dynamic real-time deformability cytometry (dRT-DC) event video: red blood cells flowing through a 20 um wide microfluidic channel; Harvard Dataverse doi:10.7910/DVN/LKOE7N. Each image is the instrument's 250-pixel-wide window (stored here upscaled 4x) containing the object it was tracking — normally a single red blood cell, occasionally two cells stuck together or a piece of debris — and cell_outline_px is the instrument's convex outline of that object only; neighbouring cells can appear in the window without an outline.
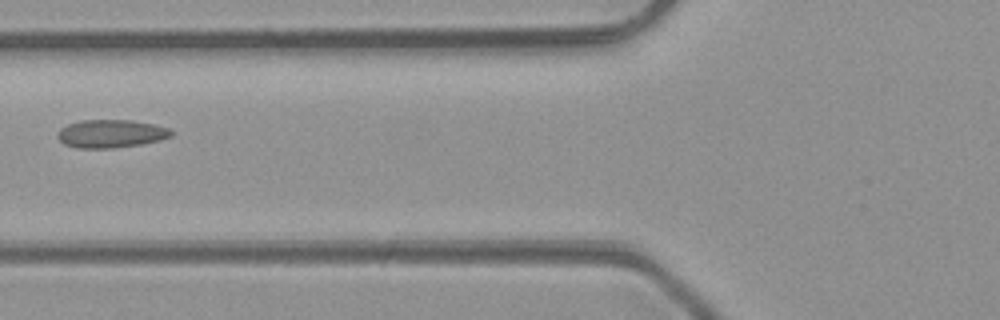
{"species": "common noctule bat (a hibernating species)", "species_latin": "Nyctalus noctula", "temperature_condition": "room temperature", "stored_images_in_passage": 4, "camera_frame_rate_fps": 3000, "um_per_image_px": 0.085, "animal": {"sex": "male", "body_mass_g": 23.1, "forearm_length_mm": 52.7}, "frame": {"image": 1, "passage_image": 3, "time_ms": 2.333, "image_size_px": [1000, 320], "cell_outline_px": [[172, 136], [160, 140], [140, 144], [112, 148], [76, 148], [64, 144], [56, 136], [56, 132], [60, 128], [68, 124], [80, 120], [132, 120], [152, 124], [168, 128], [172, 132]], "centroid_in_image_um": [9.38, 11.36], "position_along_channel_um": 116.4, "area_um2": 18.61}}
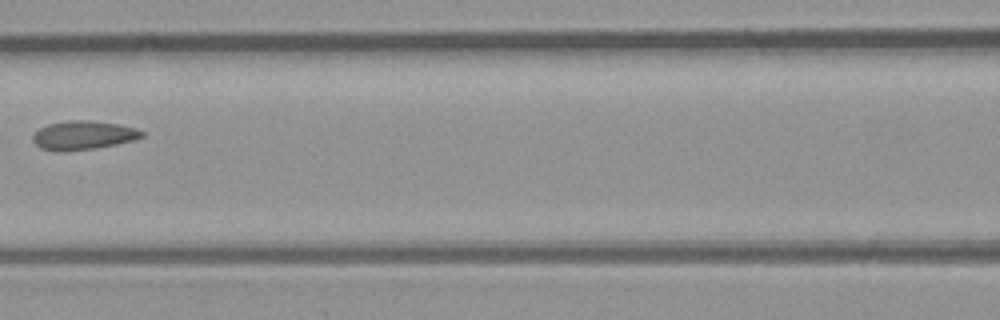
{"frame": {"image": 2, "passage_image": 4, "time_ms": 3.333, "image_size_px": [1000, 320], "cell_outline_px": [[144, 136], [132, 140], [116, 144], [96, 148], [56, 152], [40, 148], [32, 140], [32, 136], [40, 128], [48, 124], [72, 120], [88, 120], [116, 124], [136, 128], [144, 132]], "centroid_in_image_um": [7.05, 11.5], "position_along_channel_um": 159.5, "area_um2": 18.15}}